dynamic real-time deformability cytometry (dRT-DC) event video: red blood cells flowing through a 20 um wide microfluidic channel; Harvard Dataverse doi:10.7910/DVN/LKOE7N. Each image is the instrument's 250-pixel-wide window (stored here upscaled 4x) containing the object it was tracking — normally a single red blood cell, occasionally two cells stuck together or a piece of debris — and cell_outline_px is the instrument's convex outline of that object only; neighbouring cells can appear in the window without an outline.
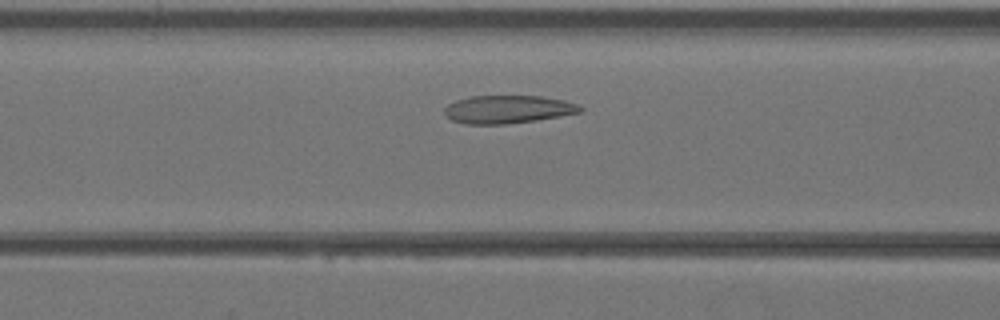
{"species": "Egyptian fruit bat (a non-hibernating species)", "species_latin": "Rousettus aegyptiacus", "temperature_condition": "warm", "stored_images_in_passage": 34, "camera_frame_rate_fps": 3000, "um_per_image_px": 0.085, "animal": {"sex": "female"}, "frame": {"image": 1, "passage_image": 9, "time_ms": 2.667, "image_size_px": [1000, 320], "cell_outline_px": [[584, 108], [580, 112], [560, 116], [536, 120], [504, 124], [468, 124], [452, 120], [444, 116], [444, 108], [448, 104], [456, 100], [472, 96], [540, 96], [564, 100], [576, 104]], "centroid_in_image_um": [43.14, 9.29], "position_along_channel_um": 123.5, "area_um2": 22.08}}
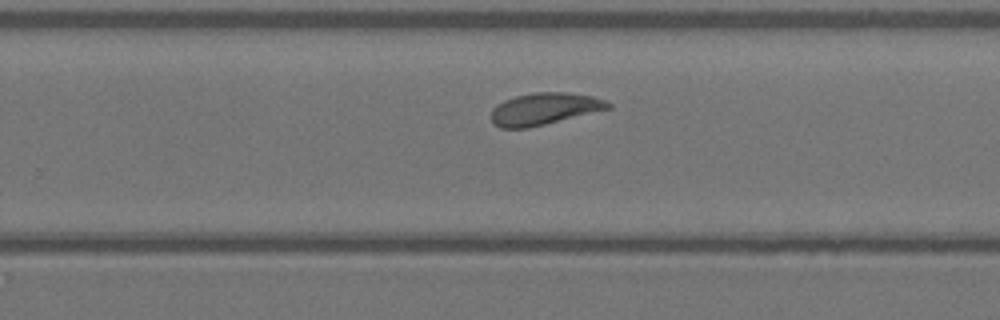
{"frame": {"image": 2, "passage_image": 19, "time_ms": 6.0, "image_size_px": [1000, 320], "cell_outline_px": [[612, 108], [528, 128], [500, 128], [492, 120], [492, 108], [496, 104], [504, 100], [516, 96], [532, 92], [564, 92], [592, 96], [604, 100], [612, 104]], "centroid_in_image_um": [46.26, 9.24], "position_along_channel_um": 283.5, "area_um2": 21.68}}
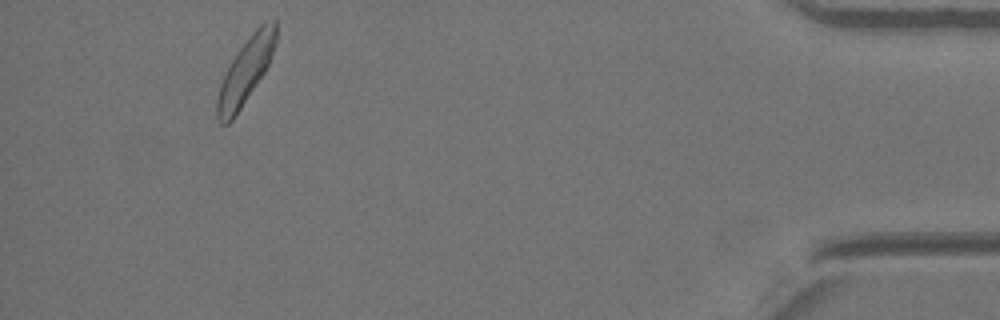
{"frame": {"image": 3, "passage_image": 31, "time_ms": 10.0, "image_size_px": [1000, 320], "cell_outline_px": [[276, 44], [268, 64], [264, 72], [232, 120], [228, 124], [220, 124], [216, 116], [216, 100], [220, 84], [232, 60], [240, 48], [252, 32], [260, 24], [276, 16]], "centroid_in_image_um": [20.88, 6.01], "position_along_channel_um": 414.3, "area_um2": 22.02}}